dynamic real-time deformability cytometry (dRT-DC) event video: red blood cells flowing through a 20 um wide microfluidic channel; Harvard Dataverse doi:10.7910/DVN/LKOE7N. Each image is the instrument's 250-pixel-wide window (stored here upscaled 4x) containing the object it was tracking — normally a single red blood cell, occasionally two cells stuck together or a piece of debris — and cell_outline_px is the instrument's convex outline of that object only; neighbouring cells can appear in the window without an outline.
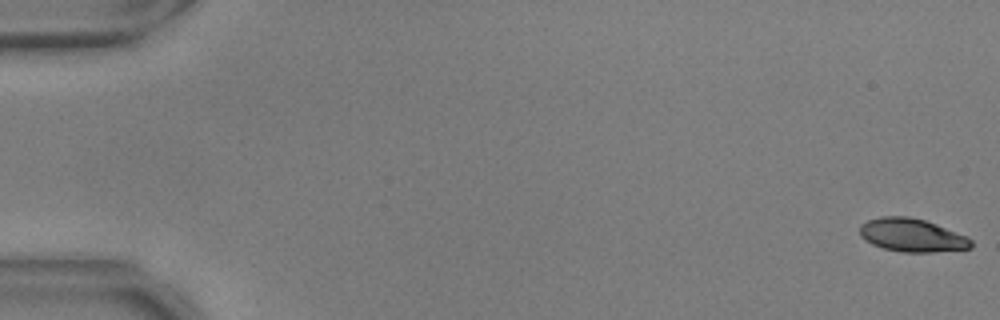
{"species": "common noctule bat (a hibernating species)", "species_latin": "Nyctalus noctula", "temperature_condition": "warm", "stored_images_in_passage": 7, "camera_frame_rate_fps": 3000, "um_per_image_px": 0.085, "animal": {"sex": "male", "body_mass_g": 17.9, "forearm_length_mm": 54.2}, "frame": {"image": 1, "passage_image": 1, "time_ms": 0.0, "image_size_px": [1000, 320], "cell_outline_px": [[972, 248], [932, 252], [900, 252], [884, 248], [872, 244], [864, 240], [860, 236], [860, 224], [868, 220], [880, 216], [908, 216], [924, 220], [936, 224], [968, 236], [972, 240]], "centroid_in_image_um": [77.51, 19.99], "position_along_channel_um": 7.5, "area_um2": 21.68}}